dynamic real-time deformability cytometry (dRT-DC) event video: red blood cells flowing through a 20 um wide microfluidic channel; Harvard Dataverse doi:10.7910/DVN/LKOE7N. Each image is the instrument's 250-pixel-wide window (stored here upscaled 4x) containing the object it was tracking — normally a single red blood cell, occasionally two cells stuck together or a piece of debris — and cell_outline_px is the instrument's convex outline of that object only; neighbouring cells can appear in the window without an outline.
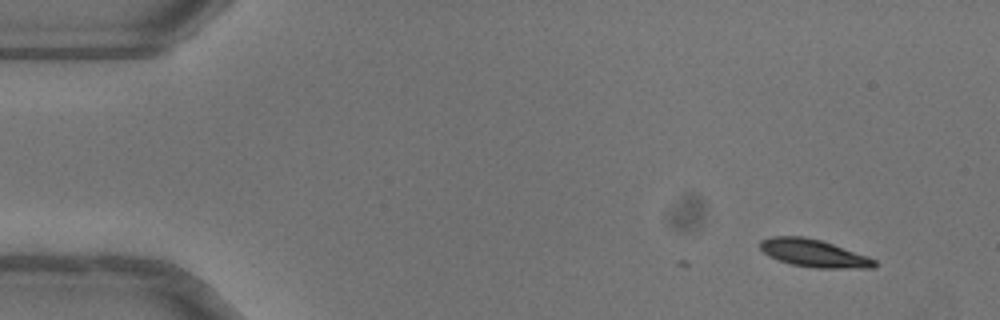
{"species": "common noctule bat (a hibernating species)", "species_latin": "Nyctalus noctula", "temperature_condition": "warm", "stored_images_in_passage": 4, "camera_frame_rate_fps": 3000, "um_per_image_px": 0.085, "animal": {"sex": "female"}, "frame": {"image": 1, "passage_image": 1, "time_ms": 0.0, "image_size_px": [1000, 320], "cell_outline_px": [[876, 268], [816, 268], [792, 264], [780, 260], [764, 252], [760, 248], [760, 240], [772, 236], [804, 236], [820, 240], [868, 256], [876, 260]], "centroid_in_image_um": [69.2, 21.52], "position_along_channel_um": 15.8, "area_um2": 18.21}}